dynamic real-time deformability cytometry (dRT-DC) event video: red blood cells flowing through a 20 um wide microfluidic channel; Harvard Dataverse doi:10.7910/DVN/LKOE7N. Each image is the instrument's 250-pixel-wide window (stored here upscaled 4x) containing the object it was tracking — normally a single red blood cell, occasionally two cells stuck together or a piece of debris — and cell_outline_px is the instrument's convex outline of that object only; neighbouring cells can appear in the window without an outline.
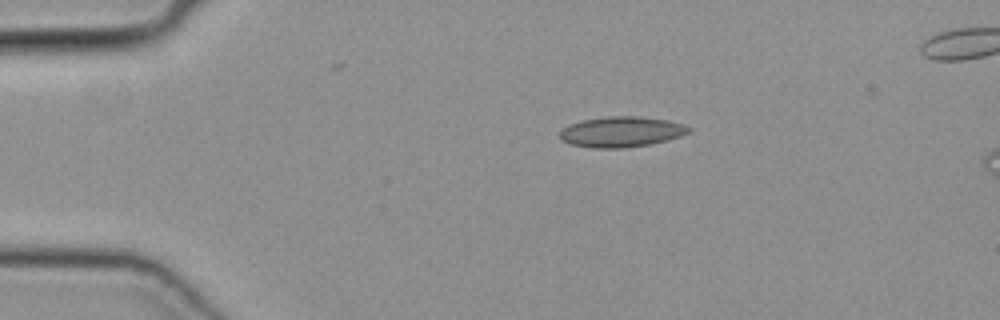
{"species": "common noctule bat (a hibernating species)", "species_latin": "Nyctalus noctula", "temperature_condition": "cold", "stored_images_in_passage": 41, "camera_frame_rate_fps": 3000, "um_per_image_px": 0.085, "animal": {"sex": "female", "body_mass_g": 19.3, "forearm_length_mm": 54.1}, "frame": {"image": 1, "passage_image": 1, "time_ms": 0.0, "image_size_px": [1000, 320], "cell_outline_px": [[692, 132], [668, 140], [648, 144], [624, 148], [596, 148], [572, 144], [560, 140], [560, 132], [568, 124], [584, 120], [608, 116], [636, 116], [668, 120], [684, 124], [692, 128]], "centroid_in_image_um": [52.85, 11.2], "position_along_channel_um": 32.1, "area_um2": 22.89}}
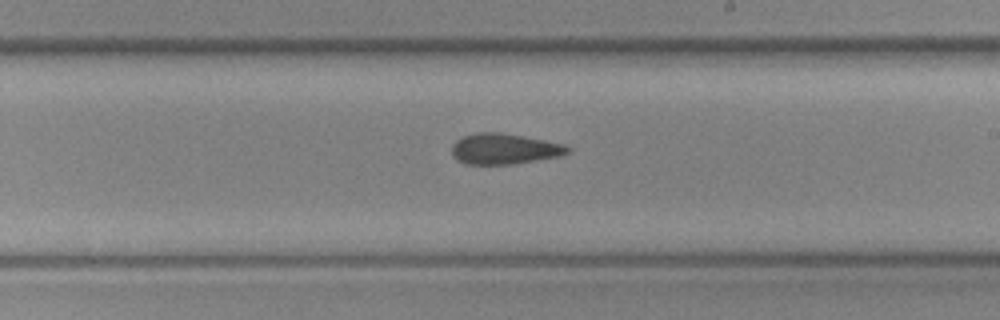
{"frame": {"image": 2, "passage_image": 20, "time_ms": 6.333, "image_size_px": [1000, 320], "cell_outline_px": [[572, 152], [560, 156], [512, 164], [464, 164], [456, 160], [452, 152], [452, 144], [456, 140], [464, 136], [476, 132], [500, 132], [544, 140], [564, 144], [572, 148]], "centroid_in_image_um": [42.87, 12.65], "position_along_channel_um": 246.1, "area_um2": 20.81}}
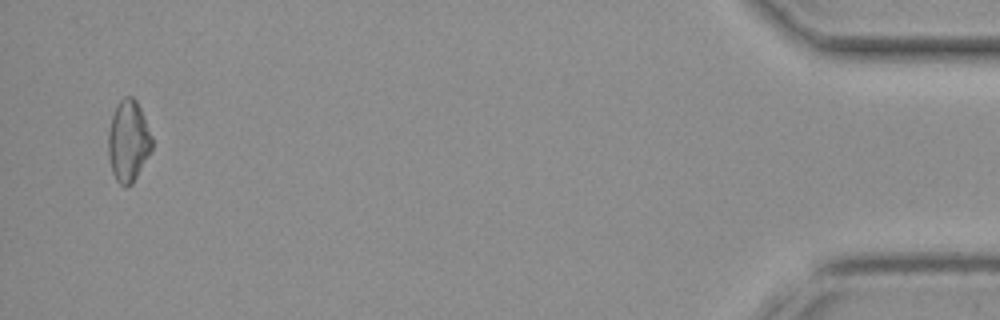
{"frame": {"image": 3, "passage_image": 39, "time_ms": 12.667, "image_size_px": [1000, 320], "cell_outline_px": [[152, 148], [148, 156], [132, 184], [128, 188], [124, 188], [116, 180], [112, 172], [108, 156], [108, 132], [112, 116], [116, 104], [124, 96], [132, 96], [136, 100], [144, 116], [152, 136]], "centroid_in_image_um": [10.9, 12.0], "position_along_channel_um": 424.3, "area_um2": 20.87}}